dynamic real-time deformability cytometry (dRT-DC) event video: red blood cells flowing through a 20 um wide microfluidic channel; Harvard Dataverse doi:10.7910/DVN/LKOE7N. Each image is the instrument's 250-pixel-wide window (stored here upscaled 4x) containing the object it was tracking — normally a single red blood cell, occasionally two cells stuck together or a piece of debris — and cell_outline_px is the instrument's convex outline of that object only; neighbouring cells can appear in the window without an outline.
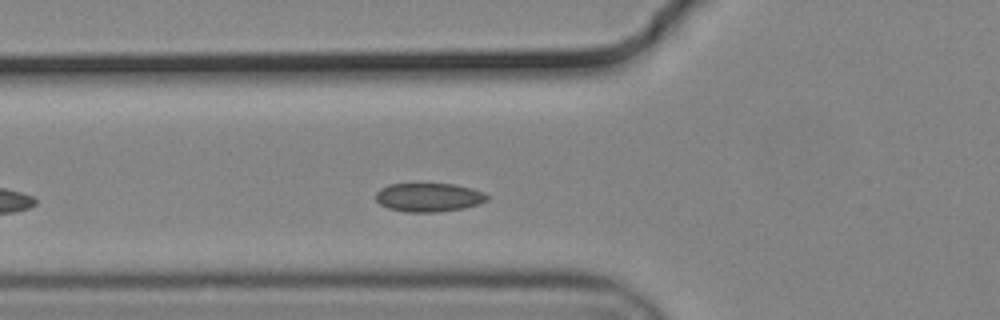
{"species": "common noctule bat (a hibernating species)", "species_latin": "Nyctalus noctula", "temperature_condition": "cold", "stored_images_in_passage": 20, "camera_frame_rate_fps": 3000, "um_per_image_px": 0.085, "animal": {"sex": "male", "body_mass_g": 19.2, "forearm_length_mm": 51.8}, "frame": {"image": 1, "passage_image": 9, "time_ms": 2.667, "image_size_px": [1000, 320], "cell_outline_px": [[488, 200], [480, 204], [464, 208], [436, 212], [408, 212], [388, 208], [380, 204], [376, 200], [376, 192], [380, 188], [388, 184], [420, 180], [452, 184], [472, 188], [484, 192], [488, 196]], "centroid_in_image_um": [36.42, 16.71], "position_along_channel_um": 89.4, "area_um2": 19.59}}
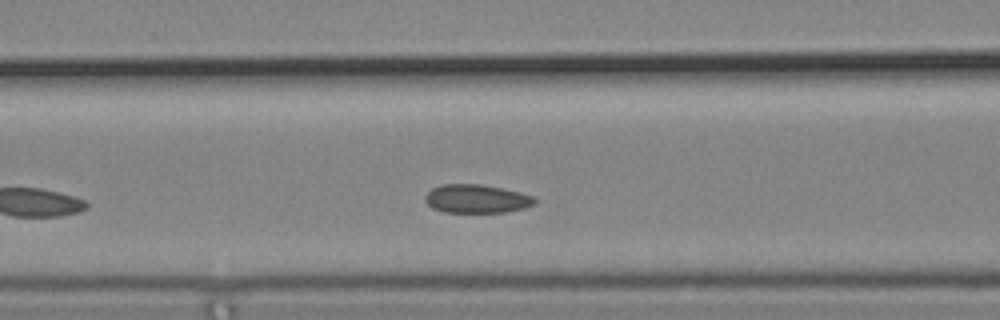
{"frame": {"image": 2, "passage_image": 12, "time_ms": 3.667, "image_size_px": [1000, 320], "cell_outline_px": [[536, 204], [524, 208], [504, 212], [444, 212], [432, 208], [424, 200], [424, 196], [432, 188], [444, 184], [480, 184], [520, 192], [532, 196], [536, 200]], "centroid_in_image_um": [40.49, 16.9], "position_along_channel_um": 126.1, "area_um2": 18.15}}
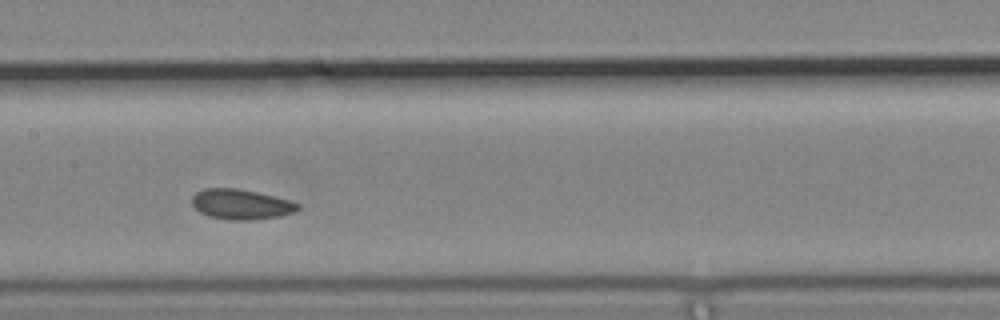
{"frame": {"image": 3, "passage_image": 17, "time_ms": 5.333, "image_size_px": [1000, 320], "cell_outline_px": [[300, 208], [292, 212], [280, 216], [252, 220], [228, 220], [208, 216], [200, 212], [192, 204], [192, 196], [196, 192], [204, 188], [236, 188], [256, 192], [288, 200], [300, 204]], "centroid_in_image_um": [20.45, 17.37], "position_along_channel_um": 186.9, "area_um2": 18.5}}